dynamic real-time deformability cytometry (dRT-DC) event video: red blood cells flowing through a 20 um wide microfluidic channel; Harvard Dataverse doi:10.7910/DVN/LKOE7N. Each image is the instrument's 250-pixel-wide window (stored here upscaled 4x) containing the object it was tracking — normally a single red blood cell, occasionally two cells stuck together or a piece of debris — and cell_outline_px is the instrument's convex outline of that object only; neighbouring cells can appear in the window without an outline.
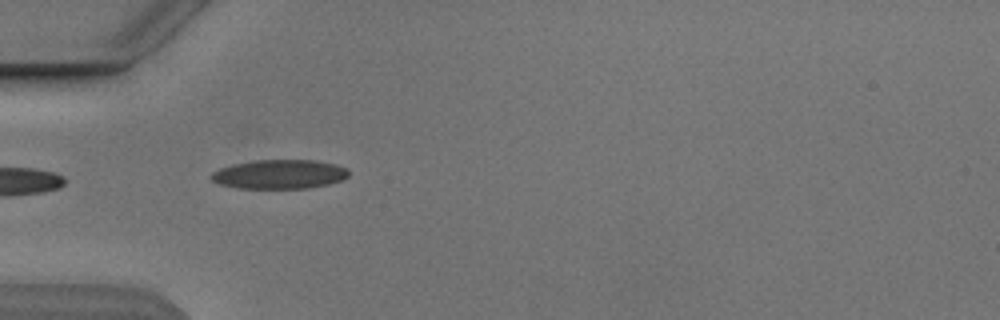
{"species": "Egyptian fruit bat (a non-hibernating species)", "species_latin": "Rousettus aegyptiacus", "temperature_condition": "cold", "stored_images_in_passage": 5, "camera_frame_rate_fps": 3000, "um_per_image_px": 0.085, "animal": {"sex": "male"}, "frame": {"image": 1, "passage_image": 4, "time_ms": 4.333, "image_size_px": [1000, 320], "cell_outline_px": [[348, 176], [340, 180], [328, 184], [308, 188], [240, 188], [220, 184], [212, 180], [208, 176], [212, 172], [220, 168], [252, 160], [316, 160], [336, 164], [348, 168]], "centroid_in_image_um": [23.76, 14.8], "position_along_channel_um": 61.2, "area_um2": 23.29}}
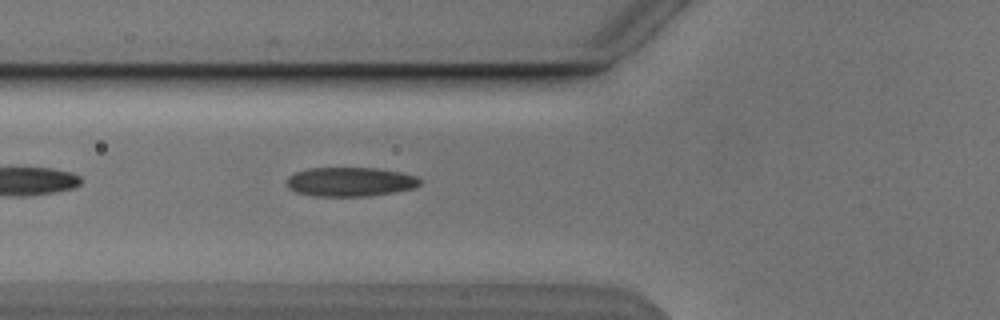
{"frame": {"image": 2, "passage_image": 5, "time_ms": 5.333, "image_size_px": [1000, 320], "cell_outline_px": [[420, 184], [416, 188], [396, 192], [368, 196], [316, 196], [296, 192], [288, 188], [284, 184], [284, 180], [288, 176], [296, 172], [308, 168], [376, 168], [400, 172], [416, 176], [420, 180]], "centroid_in_image_um": [29.73, 15.45], "position_along_channel_um": 96.1, "area_um2": 22.89}}